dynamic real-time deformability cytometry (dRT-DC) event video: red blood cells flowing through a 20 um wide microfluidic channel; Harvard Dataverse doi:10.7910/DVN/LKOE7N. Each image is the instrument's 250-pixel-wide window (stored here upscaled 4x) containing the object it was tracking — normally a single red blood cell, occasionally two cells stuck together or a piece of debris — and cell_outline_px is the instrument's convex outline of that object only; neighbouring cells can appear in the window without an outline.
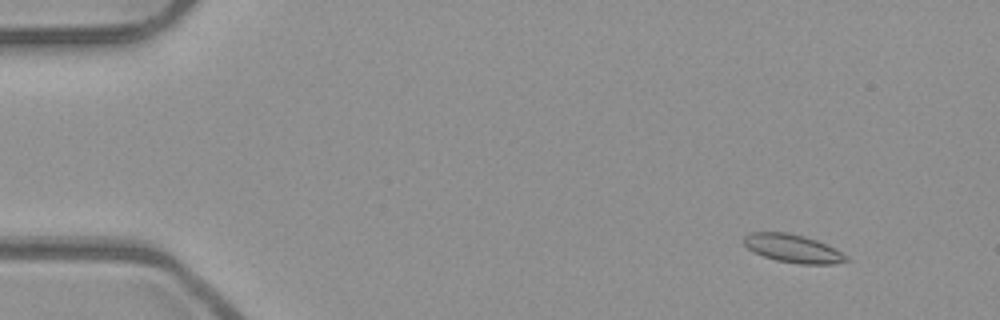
{"species": "common noctule bat (a hibernating species)", "species_latin": "Nyctalus noctula", "temperature_condition": "room temperature", "stored_images_in_passage": 6, "camera_frame_rate_fps": 3000, "um_per_image_px": 0.085, "animal": {"sex": "male", "body_mass_g": 23.1, "forearm_length_mm": 52.7}, "frame": {"image": 1, "passage_image": 2, "time_ms": 0.333, "image_size_px": [1000, 320], "cell_outline_px": [[852, 260], [832, 264], [800, 264], [776, 260], [752, 252], [744, 244], [744, 236], [752, 232], [788, 232], [804, 236], [816, 240], [848, 256]], "centroid_in_image_um": [67.38, 21.12], "position_along_channel_um": 17.6, "area_um2": 16.7}}